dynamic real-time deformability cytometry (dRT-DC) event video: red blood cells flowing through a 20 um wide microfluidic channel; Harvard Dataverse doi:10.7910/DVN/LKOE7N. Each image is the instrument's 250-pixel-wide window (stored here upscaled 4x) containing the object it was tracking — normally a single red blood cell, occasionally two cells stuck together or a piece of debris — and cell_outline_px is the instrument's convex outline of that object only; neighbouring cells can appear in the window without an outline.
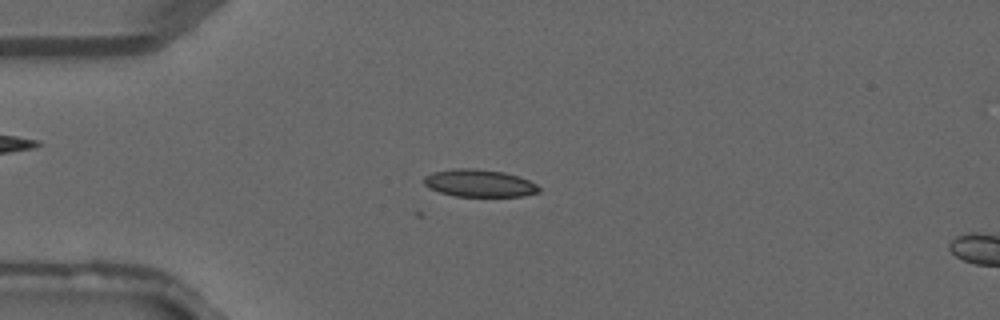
{"species": "common noctule bat (a hibernating species)", "species_latin": "Nyctalus noctula", "temperature_condition": "warm", "stored_images_in_passage": 39, "camera_frame_rate_fps": 3000, "um_per_image_px": 0.085, "animal": {"sex": "male", "forearm_length_mm": 52.5}, "frame": {"image": 1, "passage_image": 10, "time_ms": 3.0, "image_size_px": [1000, 320], "cell_outline_px": [[540, 192], [524, 196], [456, 196], [440, 192], [428, 188], [424, 184], [424, 176], [432, 172], [452, 168], [476, 168], [504, 172], [528, 180], [536, 184], [540, 188]], "centroid_in_image_um": [40.71, 15.56], "position_along_channel_um": 44.3, "area_um2": 18.44}}
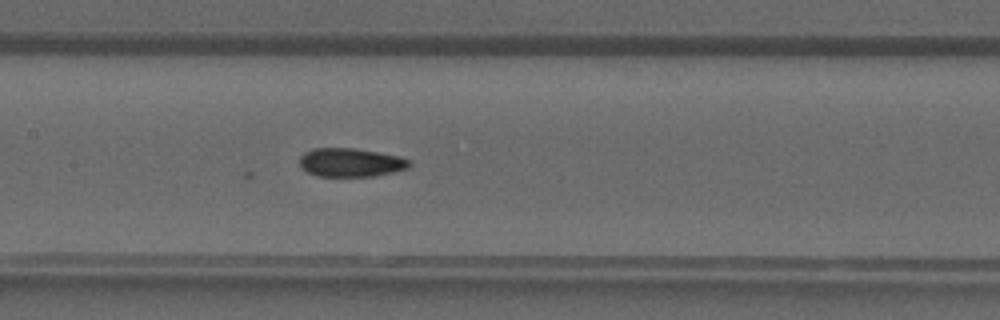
{"frame": {"image": 2, "passage_image": 19, "time_ms": 6.0, "image_size_px": [1000, 320], "cell_outline_px": [[412, 164], [408, 168], [392, 172], [372, 176], [316, 176], [300, 168], [300, 156], [304, 152], [312, 148], [356, 148], [400, 156], [412, 160]], "centroid_in_image_um": [29.81, 13.8], "position_along_channel_um": 177.6, "area_um2": 18.5}}
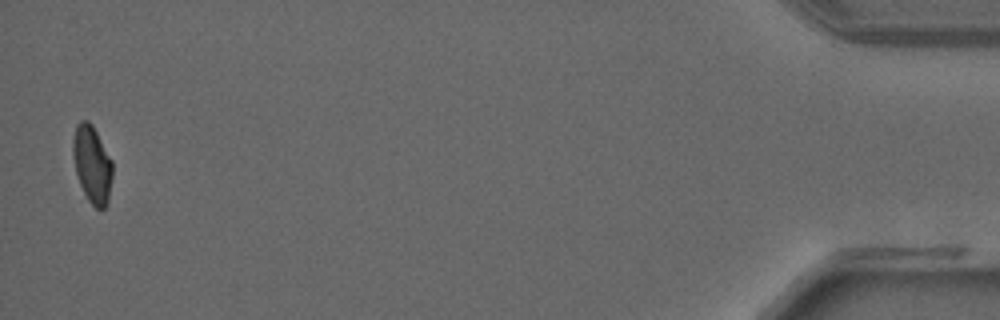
{"frame": {"image": 3, "passage_image": 39, "time_ms": 12.667, "image_size_px": [1000, 320], "cell_outline_px": [[112, 176], [108, 200], [104, 208], [96, 208], [88, 200], [80, 184], [76, 172], [72, 156], [72, 140], [76, 124], [80, 120], [88, 120], [92, 124], [112, 160]], "centroid_in_image_um": [7.81, 13.92], "position_along_channel_um": 427.4, "area_um2": 17.8}}